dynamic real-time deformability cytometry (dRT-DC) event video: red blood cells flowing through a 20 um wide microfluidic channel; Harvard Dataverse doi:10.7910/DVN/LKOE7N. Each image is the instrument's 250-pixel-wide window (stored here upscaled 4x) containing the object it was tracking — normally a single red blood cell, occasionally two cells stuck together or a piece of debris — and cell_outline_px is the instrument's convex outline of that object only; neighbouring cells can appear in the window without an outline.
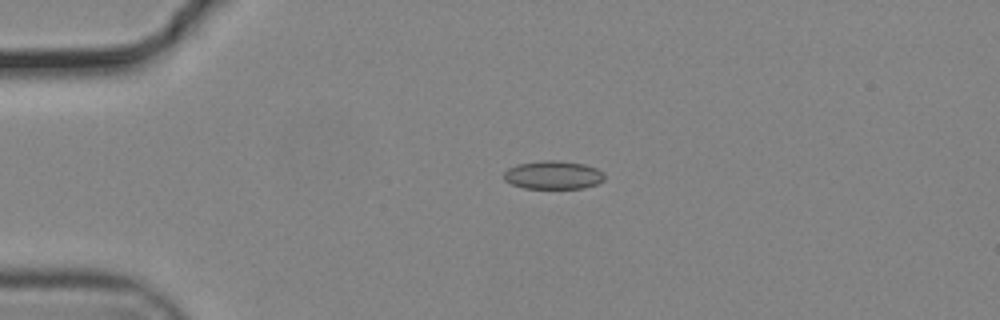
{"species": "common noctule bat (a hibernating species)", "species_latin": "Nyctalus noctula", "temperature_condition": "cold", "stored_images_in_passage": 17, "camera_frame_rate_fps": 3000, "um_per_image_px": 0.085, "animal": {"sex": "male", "body_mass_g": 19.2, "forearm_length_mm": 51.8}, "frame": {"image": 1, "passage_image": 9, "time_ms": 2.667, "image_size_px": [1000, 320], "cell_outline_px": [[604, 180], [596, 184], [584, 188], [524, 188], [512, 184], [504, 180], [504, 172], [508, 168], [516, 164], [540, 160], [556, 160], [584, 164], [596, 168], [604, 172]], "centroid_in_image_um": [47.01, 14.87], "position_along_channel_um": 38.0, "area_um2": 16.7}}
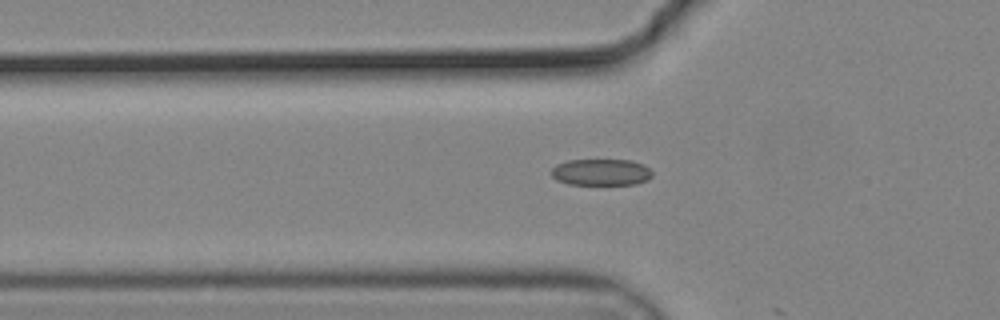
{"frame": {"image": 2, "passage_image": 15, "time_ms": 4.667, "image_size_px": [1000, 320], "cell_outline_px": [[652, 176], [648, 180], [636, 184], [568, 184], [556, 180], [552, 176], [552, 168], [556, 164], [568, 160], [632, 160], [644, 164], [652, 172]], "centroid_in_image_um": [51.1, 14.63], "position_along_channel_um": 74.7, "area_um2": 15.66}}